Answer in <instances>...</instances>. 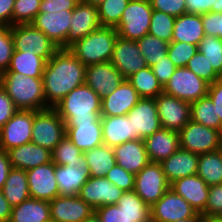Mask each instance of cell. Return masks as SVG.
<instances>
[{
    "instance_id": "1",
    "label": "cell",
    "mask_w": 222,
    "mask_h": 222,
    "mask_svg": "<svg viewBox=\"0 0 222 222\" xmlns=\"http://www.w3.org/2000/svg\"><path fill=\"white\" fill-rule=\"evenodd\" d=\"M86 66L69 50L59 49L46 63L42 75L46 105L54 107L85 83Z\"/></svg>"
},
{
    "instance_id": "2",
    "label": "cell",
    "mask_w": 222,
    "mask_h": 222,
    "mask_svg": "<svg viewBox=\"0 0 222 222\" xmlns=\"http://www.w3.org/2000/svg\"><path fill=\"white\" fill-rule=\"evenodd\" d=\"M54 108L65 124H94L101 116V98L84 83L67 94Z\"/></svg>"
},
{
    "instance_id": "3",
    "label": "cell",
    "mask_w": 222,
    "mask_h": 222,
    "mask_svg": "<svg viewBox=\"0 0 222 222\" xmlns=\"http://www.w3.org/2000/svg\"><path fill=\"white\" fill-rule=\"evenodd\" d=\"M0 85L18 110L36 111L48 108L42 78L3 72L0 75Z\"/></svg>"
},
{
    "instance_id": "4",
    "label": "cell",
    "mask_w": 222,
    "mask_h": 222,
    "mask_svg": "<svg viewBox=\"0 0 222 222\" xmlns=\"http://www.w3.org/2000/svg\"><path fill=\"white\" fill-rule=\"evenodd\" d=\"M117 37L115 27L101 26L81 38L69 50L85 66L108 62L111 60Z\"/></svg>"
},
{
    "instance_id": "5",
    "label": "cell",
    "mask_w": 222,
    "mask_h": 222,
    "mask_svg": "<svg viewBox=\"0 0 222 222\" xmlns=\"http://www.w3.org/2000/svg\"><path fill=\"white\" fill-rule=\"evenodd\" d=\"M31 142L53 151L66 135V125L54 107L34 111Z\"/></svg>"
},
{
    "instance_id": "6",
    "label": "cell",
    "mask_w": 222,
    "mask_h": 222,
    "mask_svg": "<svg viewBox=\"0 0 222 222\" xmlns=\"http://www.w3.org/2000/svg\"><path fill=\"white\" fill-rule=\"evenodd\" d=\"M152 11L150 0H130L115 27L118 36L137 41L147 35Z\"/></svg>"
},
{
    "instance_id": "7",
    "label": "cell",
    "mask_w": 222,
    "mask_h": 222,
    "mask_svg": "<svg viewBox=\"0 0 222 222\" xmlns=\"http://www.w3.org/2000/svg\"><path fill=\"white\" fill-rule=\"evenodd\" d=\"M180 148L196 154L222 148V133L190 120L179 132Z\"/></svg>"
},
{
    "instance_id": "8",
    "label": "cell",
    "mask_w": 222,
    "mask_h": 222,
    "mask_svg": "<svg viewBox=\"0 0 222 222\" xmlns=\"http://www.w3.org/2000/svg\"><path fill=\"white\" fill-rule=\"evenodd\" d=\"M14 48L17 51H29L48 61L60 48L33 24L11 26Z\"/></svg>"
},
{
    "instance_id": "9",
    "label": "cell",
    "mask_w": 222,
    "mask_h": 222,
    "mask_svg": "<svg viewBox=\"0 0 222 222\" xmlns=\"http://www.w3.org/2000/svg\"><path fill=\"white\" fill-rule=\"evenodd\" d=\"M209 83L199 78L190 69L178 67L163 87V92L189 103L205 97Z\"/></svg>"
},
{
    "instance_id": "10",
    "label": "cell",
    "mask_w": 222,
    "mask_h": 222,
    "mask_svg": "<svg viewBox=\"0 0 222 222\" xmlns=\"http://www.w3.org/2000/svg\"><path fill=\"white\" fill-rule=\"evenodd\" d=\"M170 188L161 163L149 162L135 175L134 191L150 207Z\"/></svg>"
},
{
    "instance_id": "11",
    "label": "cell",
    "mask_w": 222,
    "mask_h": 222,
    "mask_svg": "<svg viewBox=\"0 0 222 222\" xmlns=\"http://www.w3.org/2000/svg\"><path fill=\"white\" fill-rule=\"evenodd\" d=\"M33 110H17L0 129V148L8 151L31 142Z\"/></svg>"
},
{
    "instance_id": "12",
    "label": "cell",
    "mask_w": 222,
    "mask_h": 222,
    "mask_svg": "<svg viewBox=\"0 0 222 222\" xmlns=\"http://www.w3.org/2000/svg\"><path fill=\"white\" fill-rule=\"evenodd\" d=\"M197 214L198 212L171 188L151 206V222H175L193 218Z\"/></svg>"
},
{
    "instance_id": "13",
    "label": "cell",
    "mask_w": 222,
    "mask_h": 222,
    "mask_svg": "<svg viewBox=\"0 0 222 222\" xmlns=\"http://www.w3.org/2000/svg\"><path fill=\"white\" fill-rule=\"evenodd\" d=\"M161 127L179 132L191 120V106L164 92L155 98Z\"/></svg>"
},
{
    "instance_id": "14",
    "label": "cell",
    "mask_w": 222,
    "mask_h": 222,
    "mask_svg": "<svg viewBox=\"0 0 222 222\" xmlns=\"http://www.w3.org/2000/svg\"><path fill=\"white\" fill-rule=\"evenodd\" d=\"M110 62L127 79L147 66L137 41L117 37Z\"/></svg>"
},
{
    "instance_id": "15",
    "label": "cell",
    "mask_w": 222,
    "mask_h": 222,
    "mask_svg": "<svg viewBox=\"0 0 222 222\" xmlns=\"http://www.w3.org/2000/svg\"><path fill=\"white\" fill-rule=\"evenodd\" d=\"M26 174L30 198L50 202L60 195L53 161L29 169Z\"/></svg>"
},
{
    "instance_id": "16",
    "label": "cell",
    "mask_w": 222,
    "mask_h": 222,
    "mask_svg": "<svg viewBox=\"0 0 222 222\" xmlns=\"http://www.w3.org/2000/svg\"><path fill=\"white\" fill-rule=\"evenodd\" d=\"M123 193L106 177H89L78 196L95 210L101 206L116 204Z\"/></svg>"
},
{
    "instance_id": "17",
    "label": "cell",
    "mask_w": 222,
    "mask_h": 222,
    "mask_svg": "<svg viewBox=\"0 0 222 222\" xmlns=\"http://www.w3.org/2000/svg\"><path fill=\"white\" fill-rule=\"evenodd\" d=\"M101 27L97 6L79 1L72 10L70 29L66 38V49H69L81 38Z\"/></svg>"
},
{
    "instance_id": "18",
    "label": "cell",
    "mask_w": 222,
    "mask_h": 222,
    "mask_svg": "<svg viewBox=\"0 0 222 222\" xmlns=\"http://www.w3.org/2000/svg\"><path fill=\"white\" fill-rule=\"evenodd\" d=\"M72 10L39 12L33 22L60 49H66V38L70 29Z\"/></svg>"
},
{
    "instance_id": "19",
    "label": "cell",
    "mask_w": 222,
    "mask_h": 222,
    "mask_svg": "<svg viewBox=\"0 0 222 222\" xmlns=\"http://www.w3.org/2000/svg\"><path fill=\"white\" fill-rule=\"evenodd\" d=\"M127 117L131 119L132 131L139 139H145L161 128L154 98H141Z\"/></svg>"
},
{
    "instance_id": "20",
    "label": "cell",
    "mask_w": 222,
    "mask_h": 222,
    "mask_svg": "<svg viewBox=\"0 0 222 222\" xmlns=\"http://www.w3.org/2000/svg\"><path fill=\"white\" fill-rule=\"evenodd\" d=\"M124 79L110 61L86 66L85 83L101 99L112 94Z\"/></svg>"
},
{
    "instance_id": "21",
    "label": "cell",
    "mask_w": 222,
    "mask_h": 222,
    "mask_svg": "<svg viewBox=\"0 0 222 222\" xmlns=\"http://www.w3.org/2000/svg\"><path fill=\"white\" fill-rule=\"evenodd\" d=\"M49 203L51 222H83L94 212L78 195H59Z\"/></svg>"
},
{
    "instance_id": "22",
    "label": "cell",
    "mask_w": 222,
    "mask_h": 222,
    "mask_svg": "<svg viewBox=\"0 0 222 222\" xmlns=\"http://www.w3.org/2000/svg\"><path fill=\"white\" fill-rule=\"evenodd\" d=\"M141 99L131 83L124 79L112 94L101 99V116H123Z\"/></svg>"
},
{
    "instance_id": "23",
    "label": "cell",
    "mask_w": 222,
    "mask_h": 222,
    "mask_svg": "<svg viewBox=\"0 0 222 222\" xmlns=\"http://www.w3.org/2000/svg\"><path fill=\"white\" fill-rule=\"evenodd\" d=\"M170 188L182 196L198 213L202 214L205 211L209 186L197 174L174 181Z\"/></svg>"
},
{
    "instance_id": "24",
    "label": "cell",
    "mask_w": 222,
    "mask_h": 222,
    "mask_svg": "<svg viewBox=\"0 0 222 222\" xmlns=\"http://www.w3.org/2000/svg\"><path fill=\"white\" fill-rule=\"evenodd\" d=\"M89 177L90 173L85 158L82 163H77L73 165V167L55 164V179L61 196L78 195L82 185Z\"/></svg>"
},
{
    "instance_id": "25",
    "label": "cell",
    "mask_w": 222,
    "mask_h": 222,
    "mask_svg": "<svg viewBox=\"0 0 222 222\" xmlns=\"http://www.w3.org/2000/svg\"><path fill=\"white\" fill-rule=\"evenodd\" d=\"M112 149L116 164L134 175L150 162L143 139L129 140Z\"/></svg>"
},
{
    "instance_id": "26",
    "label": "cell",
    "mask_w": 222,
    "mask_h": 222,
    "mask_svg": "<svg viewBox=\"0 0 222 222\" xmlns=\"http://www.w3.org/2000/svg\"><path fill=\"white\" fill-rule=\"evenodd\" d=\"M143 140L150 162L161 163L180 148L179 133L162 127Z\"/></svg>"
},
{
    "instance_id": "27",
    "label": "cell",
    "mask_w": 222,
    "mask_h": 222,
    "mask_svg": "<svg viewBox=\"0 0 222 222\" xmlns=\"http://www.w3.org/2000/svg\"><path fill=\"white\" fill-rule=\"evenodd\" d=\"M199 154L179 148L169 158L161 162L163 172L169 184L197 174Z\"/></svg>"
},
{
    "instance_id": "28",
    "label": "cell",
    "mask_w": 222,
    "mask_h": 222,
    "mask_svg": "<svg viewBox=\"0 0 222 222\" xmlns=\"http://www.w3.org/2000/svg\"><path fill=\"white\" fill-rule=\"evenodd\" d=\"M12 168L29 170L52 161L51 151L32 142L7 151Z\"/></svg>"
},
{
    "instance_id": "29",
    "label": "cell",
    "mask_w": 222,
    "mask_h": 222,
    "mask_svg": "<svg viewBox=\"0 0 222 222\" xmlns=\"http://www.w3.org/2000/svg\"><path fill=\"white\" fill-rule=\"evenodd\" d=\"M103 144L114 148L129 140L139 139L132 131L131 119L123 116H100Z\"/></svg>"
},
{
    "instance_id": "30",
    "label": "cell",
    "mask_w": 222,
    "mask_h": 222,
    "mask_svg": "<svg viewBox=\"0 0 222 222\" xmlns=\"http://www.w3.org/2000/svg\"><path fill=\"white\" fill-rule=\"evenodd\" d=\"M66 135L78 149L85 152L103 145L101 118L94 124H65Z\"/></svg>"
},
{
    "instance_id": "31",
    "label": "cell",
    "mask_w": 222,
    "mask_h": 222,
    "mask_svg": "<svg viewBox=\"0 0 222 222\" xmlns=\"http://www.w3.org/2000/svg\"><path fill=\"white\" fill-rule=\"evenodd\" d=\"M205 33L202 24V15L185 13L176 17L172 41L199 45Z\"/></svg>"
},
{
    "instance_id": "32",
    "label": "cell",
    "mask_w": 222,
    "mask_h": 222,
    "mask_svg": "<svg viewBox=\"0 0 222 222\" xmlns=\"http://www.w3.org/2000/svg\"><path fill=\"white\" fill-rule=\"evenodd\" d=\"M9 222H51L50 203L29 198L12 207Z\"/></svg>"
},
{
    "instance_id": "33",
    "label": "cell",
    "mask_w": 222,
    "mask_h": 222,
    "mask_svg": "<svg viewBox=\"0 0 222 222\" xmlns=\"http://www.w3.org/2000/svg\"><path fill=\"white\" fill-rule=\"evenodd\" d=\"M1 190L11 207L18 206L23 201L29 199L30 195L26 171L12 168Z\"/></svg>"
},
{
    "instance_id": "34",
    "label": "cell",
    "mask_w": 222,
    "mask_h": 222,
    "mask_svg": "<svg viewBox=\"0 0 222 222\" xmlns=\"http://www.w3.org/2000/svg\"><path fill=\"white\" fill-rule=\"evenodd\" d=\"M46 63L45 59L29 51L14 50L10 65L5 72H16L34 78H42Z\"/></svg>"
},
{
    "instance_id": "35",
    "label": "cell",
    "mask_w": 222,
    "mask_h": 222,
    "mask_svg": "<svg viewBox=\"0 0 222 222\" xmlns=\"http://www.w3.org/2000/svg\"><path fill=\"white\" fill-rule=\"evenodd\" d=\"M84 153L88 164L90 177H105L107 172L116 164L113 149L107 145H101Z\"/></svg>"
},
{
    "instance_id": "36",
    "label": "cell",
    "mask_w": 222,
    "mask_h": 222,
    "mask_svg": "<svg viewBox=\"0 0 222 222\" xmlns=\"http://www.w3.org/2000/svg\"><path fill=\"white\" fill-rule=\"evenodd\" d=\"M197 175L208 186L222 184V148L199 154Z\"/></svg>"
},
{
    "instance_id": "37",
    "label": "cell",
    "mask_w": 222,
    "mask_h": 222,
    "mask_svg": "<svg viewBox=\"0 0 222 222\" xmlns=\"http://www.w3.org/2000/svg\"><path fill=\"white\" fill-rule=\"evenodd\" d=\"M116 205L133 222H151V207L134 190L125 191Z\"/></svg>"
},
{
    "instance_id": "38",
    "label": "cell",
    "mask_w": 222,
    "mask_h": 222,
    "mask_svg": "<svg viewBox=\"0 0 222 222\" xmlns=\"http://www.w3.org/2000/svg\"><path fill=\"white\" fill-rule=\"evenodd\" d=\"M127 80L138 92L141 98H156L163 93V87L159 83L151 67L146 66L132 74Z\"/></svg>"
},
{
    "instance_id": "39",
    "label": "cell",
    "mask_w": 222,
    "mask_h": 222,
    "mask_svg": "<svg viewBox=\"0 0 222 222\" xmlns=\"http://www.w3.org/2000/svg\"><path fill=\"white\" fill-rule=\"evenodd\" d=\"M191 120L206 127L216 129L222 133V123L216 115L215 105L211 98L206 95L201 99L191 102Z\"/></svg>"
},
{
    "instance_id": "40",
    "label": "cell",
    "mask_w": 222,
    "mask_h": 222,
    "mask_svg": "<svg viewBox=\"0 0 222 222\" xmlns=\"http://www.w3.org/2000/svg\"><path fill=\"white\" fill-rule=\"evenodd\" d=\"M51 156L52 161L56 165H68L71 167L77 163H82L85 158L83 151L78 149L67 135H65L64 138L55 146L51 152Z\"/></svg>"
},
{
    "instance_id": "41",
    "label": "cell",
    "mask_w": 222,
    "mask_h": 222,
    "mask_svg": "<svg viewBox=\"0 0 222 222\" xmlns=\"http://www.w3.org/2000/svg\"><path fill=\"white\" fill-rule=\"evenodd\" d=\"M142 56L147 66L151 67L167 55L169 43L149 33L137 40Z\"/></svg>"
},
{
    "instance_id": "42",
    "label": "cell",
    "mask_w": 222,
    "mask_h": 222,
    "mask_svg": "<svg viewBox=\"0 0 222 222\" xmlns=\"http://www.w3.org/2000/svg\"><path fill=\"white\" fill-rule=\"evenodd\" d=\"M130 0H104L97 5L101 26L116 27Z\"/></svg>"
},
{
    "instance_id": "43",
    "label": "cell",
    "mask_w": 222,
    "mask_h": 222,
    "mask_svg": "<svg viewBox=\"0 0 222 222\" xmlns=\"http://www.w3.org/2000/svg\"><path fill=\"white\" fill-rule=\"evenodd\" d=\"M198 51L206 56L214 71L222 78V40L205 35L198 45Z\"/></svg>"
},
{
    "instance_id": "44",
    "label": "cell",
    "mask_w": 222,
    "mask_h": 222,
    "mask_svg": "<svg viewBox=\"0 0 222 222\" xmlns=\"http://www.w3.org/2000/svg\"><path fill=\"white\" fill-rule=\"evenodd\" d=\"M175 20L176 18L172 15L153 10L148 33L171 43Z\"/></svg>"
},
{
    "instance_id": "45",
    "label": "cell",
    "mask_w": 222,
    "mask_h": 222,
    "mask_svg": "<svg viewBox=\"0 0 222 222\" xmlns=\"http://www.w3.org/2000/svg\"><path fill=\"white\" fill-rule=\"evenodd\" d=\"M41 0H15L12 15V26L32 23L39 13Z\"/></svg>"
},
{
    "instance_id": "46",
    "label": "cell",
    "mask_w": 222,
    "mask_h": 222,
    "mask_svg": "<svg viewBox=\"0 0 222 222\" xmlns=\"http://www.w3.org/2000/svg\"><path fill=\"white\" fill-rule=\"evenodd\" d=\"M197 51V45L172 41L168 45L167 55L178 68L185 67L188 61L197 53Z\"/></svg>"
},
{
    "instance_id": "47",
    "label": "cell",
    "mask_w": 222,
    "mask_h": 222,
    "mask_svg": "<svg viewBox=\"0 0 222 222\" xmlns=\"http://www.w3.org/2000/svg\"><path fill=\"white\" fill-rule=\"evenodd\" d=\"M186 68L190 69L199 78H202L209 84L214 83L221 77L214 71L212 65L206 59V56L199 51L188 61Z\"/></svg>"
},
{
    "instance_id": "48",
    "label": "cell",
    "mask_w": 222,
    "mask_h": 222,
    "mask_svg": "<svg viewBox=\"0 0 222 222\" xmlns=\"http://www.w3.org/2000/svg\"><path fill=\"white\" fill-rule=\"evenodd\" d=\"M14 50L11 26L0 25V75L8 69Z\"/></svg>"
},
{
    "instance_id": "49",
    "label": "cell",
    "mask_w": 222,
    "mask_h": 222,
    "mask_svg": "<svg viewBox=\"0 0 222 222\" xmlns=\"http://www.w3.org/2000/svg\"><path fill=\"white\" fill-rule=\"evenodd\" d=\"M105 177L124 192L134 190L135 175L118 164H115Z\"/></svg>"
},
{
    "instance_id": "50",
    "label": "cell",
    "mask_w": 222,
    "mask_h": 222,
    "mask_svg": "<svg viewBox=\"0 0 222 222\" xmlns=\"http://www.w3.org/2000/svg\"><path fill=\"white\" fill-rule=\"evenodd\" d=\"M205 218L222 217V184L209 186V195L205 211Z\"/></svg>"
},
{
    "instance_id": "51",
    "label": "cell",
    "mask_w": 222,
    "mask_h": 222,
    "mask_svg": "<svg viewBox=\"0 0 222 222\" xmlns=\"http://www.w3.org/2000/svg\"><path fill=\"white\" fill-rule=\"evenodd\" d=\"M150 3L153 10L164 12L175 18L187 13L186 0H150Z\"/></svg>"
},
{
    "instance_id": "52",
    "label": "cell",
    "mask_w": 222,
    "mask_h": 222,
    "mask_svg": "<svg viewBox=\"0 0 222 222\" xmlns=\"http://www.w3.org/2000/svg\"><path fill=\"white\" fill-rule=\"evenodd\" d=\"M94 212L101 222H133L116 204L101 206Z\"/></svg>"
},
{
    "instance_id": "53",
    "label": "cell",
    "mask_w": 222,
    "mask_h": 222,
    "mask_svg": "<svg viewBox=\"0 0 222 222\" xmlns=\"http://www.w3.org/2000/svg\"><path fill=\"white\" fill-rule=\"evenodd\" d=\"M176 68L177 67L170 60L168 55H165L162 59L156 62V64L151 66L153 73L155 74L162 87L167 84L168 80L173 75Z\"/></svg>"
},
{
    "instance_id": "54",
    "label": "cell",
    "mask_w": 222,
    "mask_h": 222,
    "mask_svg": "<svg viewBox=\"0 0 222 222\" xmlns=\"http://www.w3.org/2000/svg\"><path fill=\"white\" fill-rule=\"evenodd\" d=\"M205 35L219 37L222 40V13L208 12L202 15Z\"/></svg>"
},
{
    "instance_id": "55",
    "label": "cell",
    "mask_w": 222,
    "mask_h": 222,
    "mask_svg": "<svg viewBox=\"0 0 222 222\" xmlns=\"http://www.w3.org/2000/svg\"><path fill=\"white\" fill-rule=\"evenodd\" d=\"M17 110L12 99L0 85V129L13 117Z\"/></svg>"
},
{
    "instance_id": "56",
    "label": "cell",
    "mask_w": 222,
    "mask_h": 222,
    "mask_svg": "<svg viewBox=\"0 0 222 222\" xmlns=\"http://www.w3.org/2000/svg\"><path fill=\"white\" fill-rule=\"evenodd\" d=\"M80 0H41L39 12L73 10Z\"/></svg>"
},
{
    "instance_id": "57",
    "label": "cell",
    "mask_w": 222,
    "mask_h": 222,
    "mask_svg": "<svg viewBox=\"0 0 222 222\" xmlns=\"http://www.w3.org/2000/svg\"><path fill=\"white\" fill-rule=\"evenodd\" d=\"M207 95L215 105L216 115L219 116L222 123V78L216 80L214 83L209 84Z\"/></svg>"
},
{
    "instance_id": "58",
    "label": "cell",
    "mask_w": 222,
    "mask_h": 222,
    "mask_svg": "<svg viewBox=\"0 0 222 222\" xmlns=\"http://www.w3.org/2000/svg\"><path fill=\"white\" fill-rule=\"evenodd\" d=\"M216 0H186L187 13L203 15L211 11Z\"/></svg>"
},
{
    "instance_id": "59",
    "label": "cell",
    "mask_w": 222,
    "mask_h": 222,
    "mask_svg": "<svg viewBox=\"0 0 222 222\" xmlns=\"http://www.w3.org/2000/svg\"><path fill=\"white\" fill-rule=\"evenodd\" d=\"M15 0H0V25L12 26Z\"/></svg>"
},
{
    "instance_id": "60",
    "label": "cell",
    "mask_w": 222,
    "mask_h": 222,
    "mask_svg": "<svg viewBox=\"0 0 222 222\" xmlns=\"http://www.w3.org/2000/svg\"><path fill=\"white\" fill-rule=\"evenodd\" d=\"M11 169L12 166L7 151L0 148V189L4 186Z\"/></svg>"
},
{
    "instance_id": "61",
    "label": "cell",
    "mask_w": 222,
    "mask_h": 222,
    "mask_svg": "<svg viewBox=\"0 0 222 222\" xmlns=\"http://www.w3.org/2000/svg\"><path fill=\"white\" fill-rule=\"evenodd\" d=\"M12 207L4 197L2 190L0 189V221L9 222L11 216Z\"/></svg>"
},
{
    "instance_id": "62",
    "label": "cell",
    "mask_w": 222,
    "mask_h": 222,
    "mask_svg": "<svg viewBox=\"0 0 222 222\" xmlns=\"http://www.w3.org/2000/svg\"><path fill=\"white\" fill-rule=\"evenodd\" d=\"M175 222H206V218L202 214L198 213L193 218L184 219V220H177Z\"/></svg>"
},
{
    "instance_id": "63",
    "label": "cell",
    "mask_w": 222,
    "mask_h": 222,
    "mask_svg": "<svg viewBox=\"0 0 222 222\" xmlns=\"http://www.w3.org/2000/svg\"><path fill=\"white\" fill-rule=\"evenodd\" d=\"M211 12L222 13V0H216L214 2Z\"/></svg>"
},
{
    "instance_id": "64",
    "label": "cell",
    "mask_w": 222,
    "mask_h": 222,
    "mask_svg": "<svg viewBox=\"0 0 222 222\" xmlns=\"http://www.w3.org/2000/svg\"><path fill=\"white\" fill-rule=\"evenodd\" d=\"M83 222H101L98 215L93 212L87 219H85Z\"/></svg>"
},
{
    "instance_id": "65",
    "label": "cell",
    "mask_w": 222,
    "mask_h": 222,
    "mask_svg": "<svg viewBox=\"0 0 222 222\" xmlns=\"http://www.w3.org/2000/svg\"><path fill=\"white\" fill-rule=\"evenodd\" d=\"M80 1L97 6L98 4L102 3L104 0H80Z\"/></svg>"
},
{
    "instance_id": "66",
    "label": "cell",
    "mask_w": 222,
    "mask_h": 222,
    "mask_svg": "<svg viewBox=\"0 0 222 222\" xmlns=\"http://www.w3.org/2000/svg\"><path fill=\"white\" fill-rule=\"evenodd\" d=\"M206 222H222V217H208Z\"/></svg>"
}]
</instances>
